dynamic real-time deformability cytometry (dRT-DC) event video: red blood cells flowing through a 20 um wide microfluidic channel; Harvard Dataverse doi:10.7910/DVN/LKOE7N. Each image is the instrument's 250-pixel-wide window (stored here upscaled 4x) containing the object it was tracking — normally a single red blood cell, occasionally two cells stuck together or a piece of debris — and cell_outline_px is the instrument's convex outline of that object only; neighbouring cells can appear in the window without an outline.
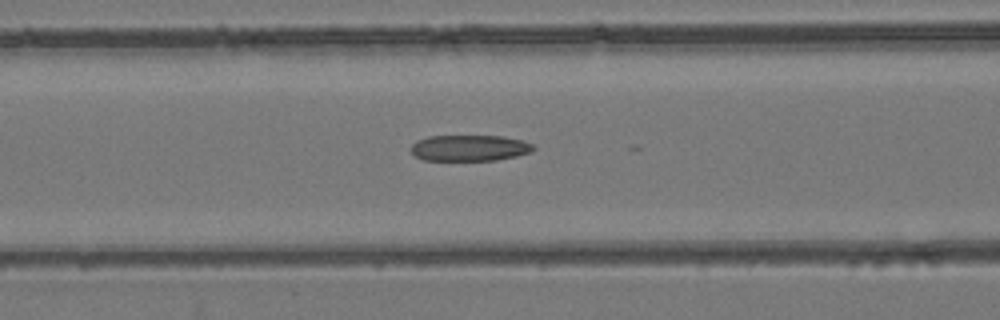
{"species": "common noctule bat (a hibernating species)", "species_latin": "Nyctalus noctula", "temperature_condition": "room temperature", "stored_images_in_passage": 30, "camera_frame_rate_fps": 3000, "um_per_image_px": 0.085, "animal": {"sex": "female", "body_mass_g": 24.6, "forearm_length_mm": 56.2}, "frame": {"image": 1, "passage_image": 22, "time_ms": 7.0, "image_size_px": [1000, 320], "cell_outline_px": [[536, 148], [528, 152], [516, 156], [496, 160], [424, 160], [416, 156], [412, 152], [412, 144], [416, 140], [428, 136], [504, 136], [524, 140], [532, 144]], "centroid_in_image_um": [39.92, 12.57], "position_along_channel_um": 126.7, "area_um2": 18.55}}
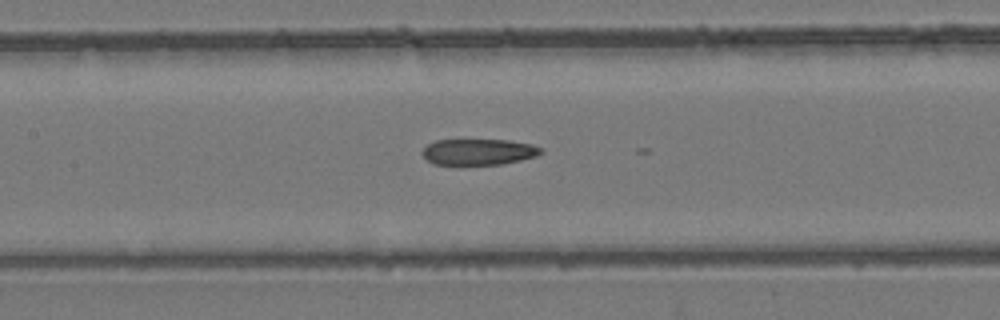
{"frame": {"image": 2, "passage_image": 25, "time_ms": 8.0, "image_size_px": [1000, 320], "cell_outline_px": [[544, 152], [536, 156], [520, 160], [500, 164], [436, 164], [428, 160], [420, 152], [428, 144], [436, 140], [508, 140], [532, 144], [544, 148]], "centroid_in_image_um": [40.72, 12.9], "position_along_channel_um": 166.7, "area_um2": 17.92}}
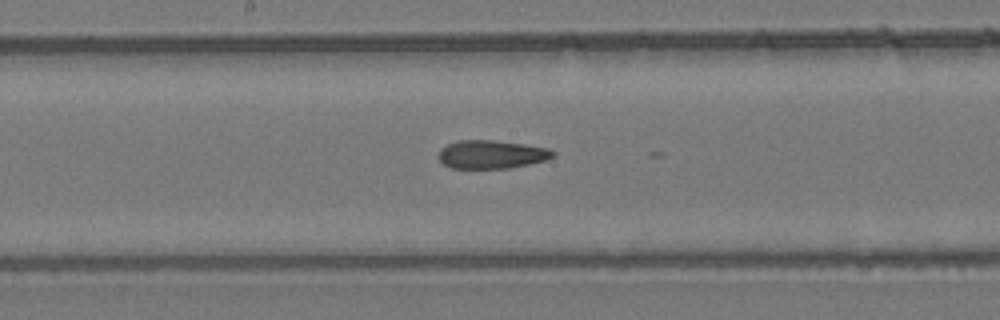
{"frame": {"image": 3, "passage_image": 28, "time_ms": 9.0, "image_size_px": [1000, 320], "cell_outline_px": [[556, 156], [548, 160], [508, 168], [452, 168], [444, 164], [436, 156], [440, 148], [456, 140], [492, 140], [524, 144], [548, 148], [556, 152]], "centroid_in_image_um": [41.78, 13.12], "position_along_channel_um": 206.4, "area_um2": 19.07}}